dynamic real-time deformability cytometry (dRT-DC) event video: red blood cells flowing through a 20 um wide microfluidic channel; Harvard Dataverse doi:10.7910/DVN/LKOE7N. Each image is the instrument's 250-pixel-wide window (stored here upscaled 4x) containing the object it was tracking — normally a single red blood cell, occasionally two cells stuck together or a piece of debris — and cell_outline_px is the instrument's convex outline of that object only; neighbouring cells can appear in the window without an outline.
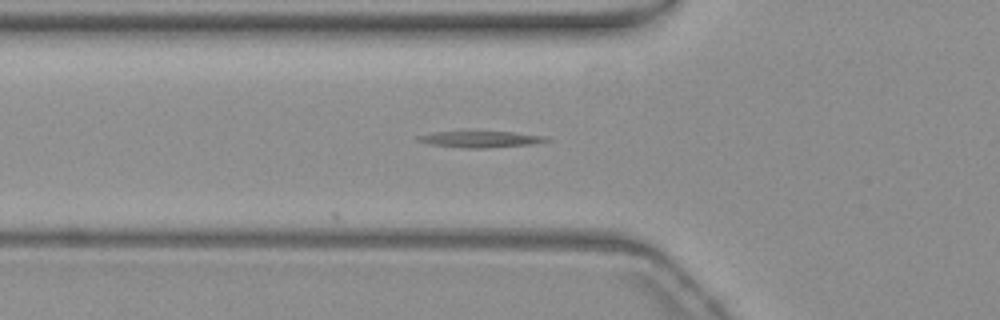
{"species": "common noctule bat (a hibernating species)", "species_latin": "Nyctalus noctula", "temperature_condition": "warm", "stored_images_in_passage": 8, "camera_frame_rate_fps": 3000, "um_per_image_px": 0.085, "animal": {"sex": "female", "body_mass_g": 19.3, "forearm_length_mm": 54.1}, "frame": {"image": 1, "passage_image": 2, "time_ms": 0.333, "image_size_px": [1000, 320], "cell_outline_px": [[552, 140], [532, 144], [488, 148], [460, 148], [428, 144], [416, 140], [416, 136], [436, 132], [512, 132], [544, 136]], "centroid_in_image_um": [40.82, 11.85], "position_along_channel_um": 85.0, "area_um2": 12.14}}
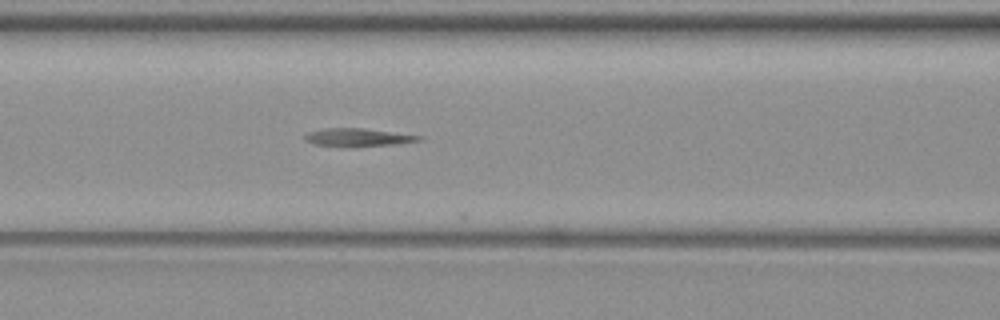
{"frame": {"image": 2, "passage_image": 6, "time_ms": 1.667, "image_size_px": [1000, 320], "cell_outline_px": [[424, 140], [396, 144], [356, 148], [340, 148], [312, 144], [304, 140], [304, 136], [308, 132], [324, 128], [360, 128], [424, 136]], "centroid_in_image_um": [30.39, 11.71], "position_along_channel_um": 136.2, "area_um2": 12.54}}